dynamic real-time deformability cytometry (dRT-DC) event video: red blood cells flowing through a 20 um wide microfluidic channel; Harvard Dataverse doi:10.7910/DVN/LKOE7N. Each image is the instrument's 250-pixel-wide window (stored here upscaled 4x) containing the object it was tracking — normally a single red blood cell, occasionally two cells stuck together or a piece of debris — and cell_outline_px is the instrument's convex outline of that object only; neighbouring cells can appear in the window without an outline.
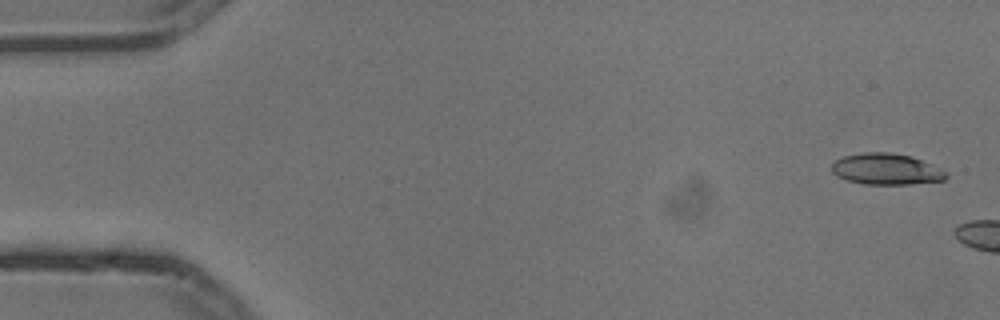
{"species": "common noctule bat (a hibernating species)", "species_latin": "Nyctalus noctula", "temperature_condition": "cold", "stored_images_in_passage": 3, "camera_frame_rate_fps": 3000, "um_per_image_px": 0.085, "animal": {"sex": "male", "body_mass_g": 13.3}, "frame": {"image": 1, "passage_image": 1, "time_ms": 0.0, "image_size_px": [1000, 320], "cell_outline_px": [[948, 176], [944, 180], [908, 184], [864, 184], [848, 180], [836, 176], [832, 172], [832, 164], [836, 160], [844, 156], [864, 152], [888, 152], [912, 156], [948, 172]], "centroid_in_image_um": [75.33, 14.37], "position_along_channel_um": 9.7, "area_um2": 20.69}}